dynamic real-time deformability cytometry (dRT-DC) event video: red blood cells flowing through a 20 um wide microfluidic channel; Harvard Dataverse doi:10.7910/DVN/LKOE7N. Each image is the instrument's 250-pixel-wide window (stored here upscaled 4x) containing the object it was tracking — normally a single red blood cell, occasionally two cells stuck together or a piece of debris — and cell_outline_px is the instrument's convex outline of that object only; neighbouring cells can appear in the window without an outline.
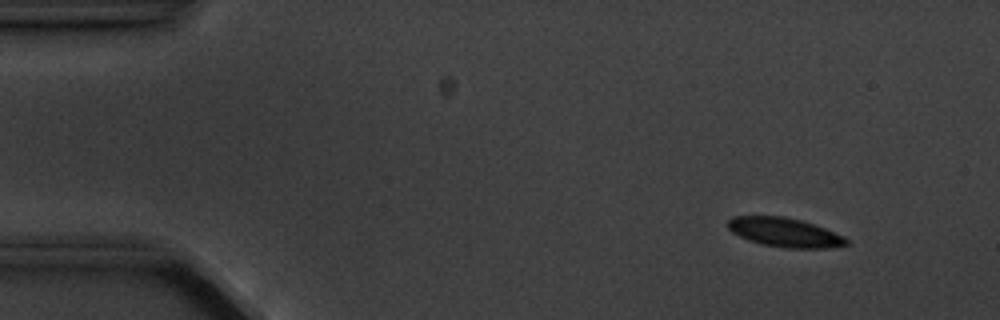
{"species": "common noctule bat (a hibernating species)", "species_latin": "Nyctalus noctula", "temperature_condition": "cold", "stored_images_in_passage": 9, "camera_frame_rate_fps": 3000, "um_per_image_px": 0.085, "animal": {"sex": "male", "body_mass_g": 20.1, "forearm_length_mm": 53.5}, "frame": {"image": 1, "passage_image": 1, "time_ms": 0.0, "image_size_px": [1000, 320], "cell_outline_px": [[848, 244], [828, 248], [784, 248], [764, 244], [748, 240], [732, 232], [724, 224], [732, 216], [784, 216], [800, 220], [824, 228], [844, 236], [848, 240]], "centroid_in_image_um": [66.66, 19.75], "position_along_channel_um": 18.3, "area_um2": 20.06}}
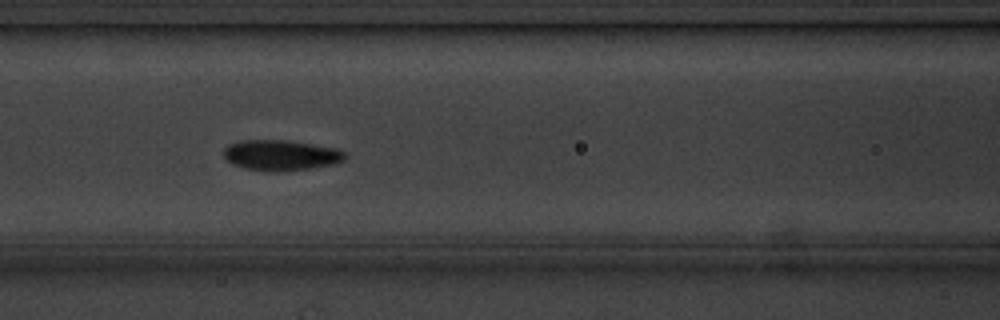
{"frame": {"image": 2, "passage_image": 6, "time_ms": 6.0, "image_size_px": [1000, 320], "cell_outline_px": [[348, 156], [344, 160], [336, 164], [312, 168], [276, 172], [244, 168], [232, 164], [224, 160], [224, 148], [228, 144], [244, 140], [284, 140], [312, 144], [336, 148], [344, 152]], "centroid_in_image_um": [23.88, 13.2], "position_along_channel_um": 142.7, "area_um2": 21.73}}